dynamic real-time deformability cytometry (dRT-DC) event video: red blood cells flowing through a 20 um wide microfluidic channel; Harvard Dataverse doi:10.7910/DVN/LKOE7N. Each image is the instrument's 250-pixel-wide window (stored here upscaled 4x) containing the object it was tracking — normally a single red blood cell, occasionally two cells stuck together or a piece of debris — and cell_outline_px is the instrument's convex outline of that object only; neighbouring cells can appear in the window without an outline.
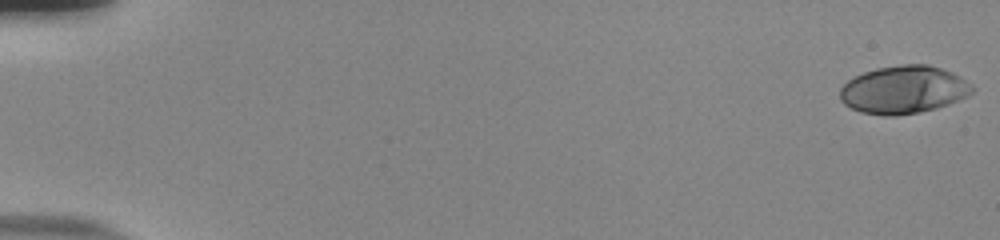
{"species": "human", "species_latin": "Homo sapiens", "temperature_condition": "room temperature", "stored_images_in_passage": 54, "camera_frame_rate_fps": 3000, "um_per_image_px": 0.085, "donor": {"sex": "male"}, "frame": {"image": 1, "passage_image": 1, "time_ms": 0.0, "image_size_px": [1000, 240], "cell_outline_px": [[976, 88], [968, 96], [948, 104], [936, 108], [920, 112], [896, 116], [884, 116], [860, 112], [844, 104], [840, 100], [840, 88], [848, 80], [864, 72], [876, 68], [900, 64], [928, 64], [952, 72], [960, 76], [972, 84]], "centroid_in_image_um": [76.82, 7.63], "position_along_channel_um": 8.2, "area_um2": 37.11}}
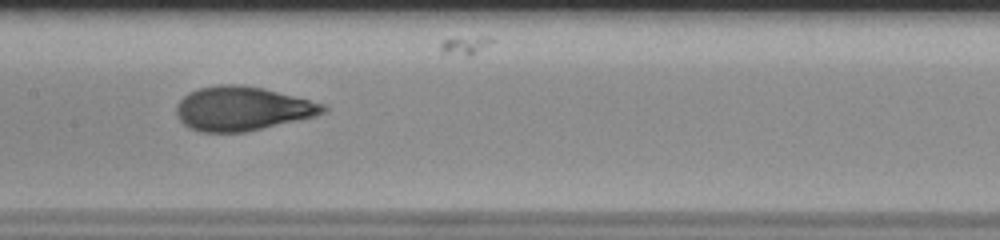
{"frame": {"image": 2, "passage_image": 29, "time_ms": 9.333, "image_size_px": [1000, 240], "cell_outline_px": [[328, 112], [316, 116], [244, 132], [200, 132], [188, 128], [176, 116], [176, 104], [188, 92], [200, 88], [216, 84], [236, 84], [264, 88], [324, 104], [328, 108]], "centroid_in_image_um": [20.57, 9.23], "position_along_channel_um": 186.8, "area_um2": 37.74}}
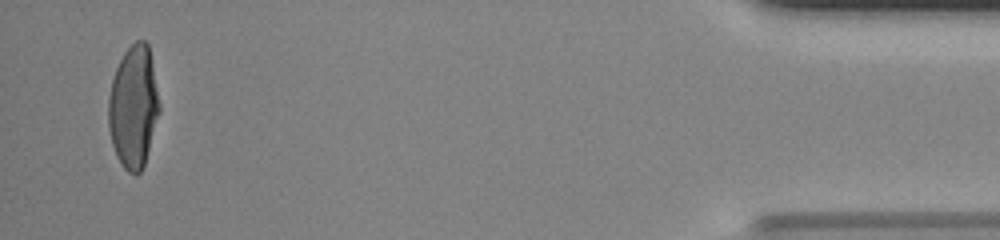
{"frame": {"image": 3, "passage_image": 53, "time_ms": 17.333, "image_size_px": [1000, 240], "cell_outline_px": [[160, 112], [144, 164], [140, 172], [128, 172], [120, 164], [116, 156], [112, 144], [108, 128], [108, 96], [112, 80], [116, 68], [124, 52], [136, 40], [144, 40], [148, 44], [160, 104]], "centroid_in_image_um": [11.33, 9.08], "position_along_channel_um": 423.9, "area_um2": 36.24}, "authors_computed_cell_mechanics": {"area_um2": 36.4429, "velocity_mm_per_s": 3.8588, "shape_relaxation_time_tau1_ms": 6.1487, "shape_relaxation_time_tau2_ms": null, "deformation_change_tau1": 0.2476, "deformation_change_tau2": null}}